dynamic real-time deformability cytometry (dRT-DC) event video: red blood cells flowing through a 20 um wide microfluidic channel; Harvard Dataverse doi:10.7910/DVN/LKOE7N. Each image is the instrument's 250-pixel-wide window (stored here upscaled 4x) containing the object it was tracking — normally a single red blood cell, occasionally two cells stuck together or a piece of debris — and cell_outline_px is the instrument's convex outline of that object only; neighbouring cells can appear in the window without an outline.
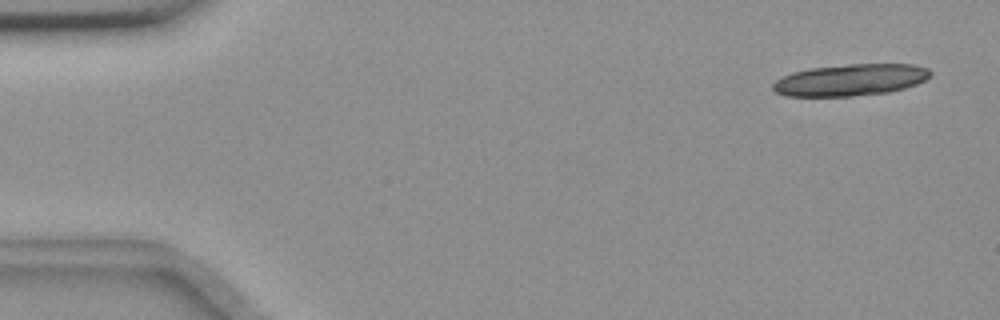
{"species": "common noctule bat (a hibernating species)", "species_latin": "Nyctalus noctula", "temperature_condition": "room temperature", "stored_images_in_passage": 5, "camera_frame_rate_fps": 3000, "um_per_image_px": 0.085, "animal": {"sex": "female", "body_mass_g": 18.4}, "frame": {"image": 1, "passage_image": 1, "time_ms": 0.0, "image_size_px": [1000, 320], "cell_outline_px": [[932, 72], [924, 80], [916, 84], [904, 88], [888, 92], [852, 96], [784, 96], [776, 92], [772, 88], [772, 84], [776, 80], [792, 72], [808, 68], [848, 64], [912, 64], [928, 68]], "centroid_in_image_um": [72.26, 6.79], "position_along_channel_um": 12.7, "area_um2": 29.07}}